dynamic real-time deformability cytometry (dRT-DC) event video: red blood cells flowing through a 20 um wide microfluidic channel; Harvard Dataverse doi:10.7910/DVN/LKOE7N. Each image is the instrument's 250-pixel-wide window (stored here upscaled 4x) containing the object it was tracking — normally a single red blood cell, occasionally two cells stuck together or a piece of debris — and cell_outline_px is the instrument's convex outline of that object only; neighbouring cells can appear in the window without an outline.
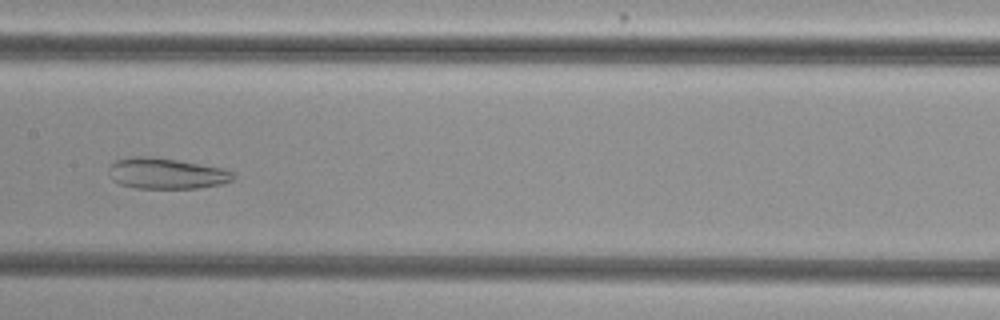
{"species": "common noctule bat (a hibernating species)", "species_latin": "Nyctalus noctula", "temperature_condition": "cold", "stored_images_in_passage": 39, "camera_frame_rate_fps": 3000, "um_per_image_px": 0.085, "animal": {"sex": "female", "body_mass_g": 29.2, "forearm_length_mm": 56.3}, "frame": {"image": 1, "passage_image": 12, "time_ms": 3.667, "image_size_px": [1000, 320], "cell_outline_px": [[236, 176], [232, 180], [220, 184], [200, 188], [136, 188], [120, 184], [112, 180], [108, 176], [108, 164], [116, 160], [128, 156], [152, 156], [228, 168]], "centroid_in_image_um": [14.11, 14.73], "position_along_channel_um": 193.3, "area_um2": 22.89}}
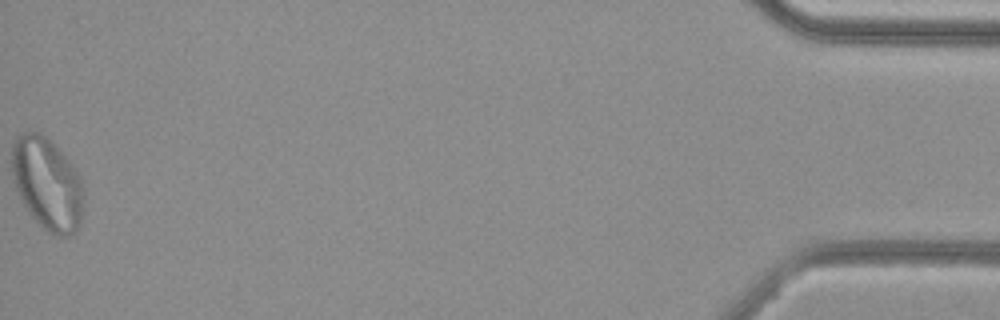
{"frame": {"image": 2, "passage_image": 39, "time_ms": 12.667, "image_size_px": [1000, 320], "cell_outline_px": [[84, 204], [80, 224], [72, 236], [52, 236], [28, 212], [16, 188], [12, 172], [12, 144], [24, 132], [40, 132], [64, 156], [80, 176], [84, 192]], "centroid_in_image_um": [4.04, 15.67], "position_along_channel_um": 431.2, "area_um2": 38.26}, "authors_computed_cell_mechanics": {"area_um2": 29.2468, "velocity_mm_per_s": 3.7355, "shape_relaxation_time_tau1_ms": null, "shape_relaxation_time_tau2_ms": 2.1667, "deformation_change_tau1": null, "deformation_change_tau2": 0.0897}}